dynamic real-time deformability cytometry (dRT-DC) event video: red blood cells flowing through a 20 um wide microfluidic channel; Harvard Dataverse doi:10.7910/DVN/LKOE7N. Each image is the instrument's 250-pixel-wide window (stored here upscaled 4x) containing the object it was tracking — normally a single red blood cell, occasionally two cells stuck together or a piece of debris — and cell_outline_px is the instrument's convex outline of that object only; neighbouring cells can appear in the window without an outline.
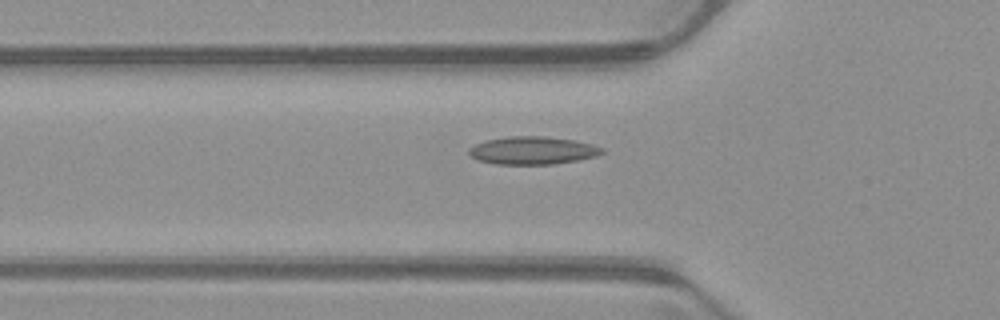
{"species": "common noctule bat (a hibernating species)", "species_latin": "Nyctalus noctula", "temperature_condition": "warm", "stored_images_in_passage": 39, "camera_frame_rate_fps": 3000, "um_per_image_px": 0.085, "animal": {"sex": "male", "body_mass_g": 23.1, "forearm_length_mm": 52.7}, "frame": {"image": 1, "passage_image": 5, "time_ms": 1.333, "image_size_px": [1000, 320], "cell_outline_px": [[604, 152], [596, 156], [580, 160], [552, 164], [496, 164], [476, 160], [468, 152], [468, 148], [484, 140], [508, 136], [544, 136], [576, 140], [592, 144], [604, 148]], "centroid_in_image_um": [45.28, 12.78], "position_along_channel_um": 80.5, "area_um2": 21.79}}
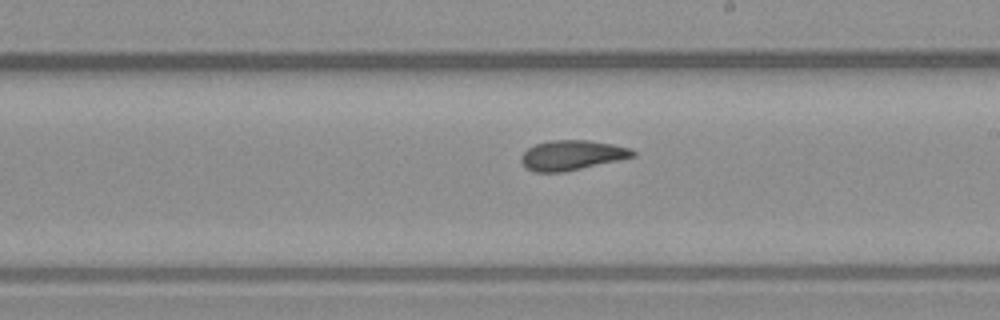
{"frame": {"image": 2, "passage_image": 17, "time_ms": 5.333, "image_size_px": [1000, 320], "cell_outline_px": [[636, 156], [620, 160], [564, 172], [536, 172], [528, 168], [520, 160], [520, 156], [528, 148], [536, 144], [548, 140], [588, 140], [612, 144], [632, 148], [636, 152]], "centroid_in_image_um": [48.64, 13.18], "position_along_channel_um": 240.4, "area_um2": 19.48}}
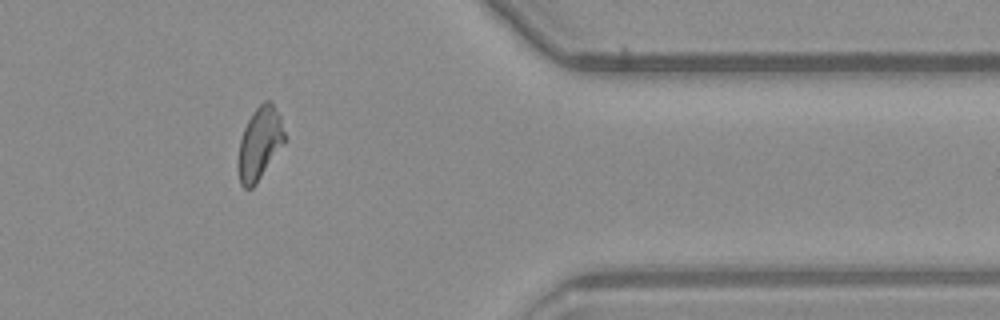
{"frame": {"image": 3, "passage_image": 30, "time_ms": 9.667, "image_size_px": [1000, 320], "cell_outline_px": [[284, 140], [256, 184], [252, 188], [244, 188], [240, 184], [236, 168], [236, 164], [240, 140], [244, 128], [252, 112], [264, 100], [272, 100], [280, 116], [284, 132]], "centroid_in_image_um": [22.01, 12.19], "position_along_channel_um": 389.4, "area_um2": 19.48}, "authors_computed_cell_mechanics": {"area_um2": 19.5364, "velocity_mm_per_s": 3.9648, "shape_relaxation_time_tau1_ms": null, "shape_relaxation_time_tau2_ms": 2.365, "deformation_change_tau1": null, "deformation_change_tau2": 0.0818}}